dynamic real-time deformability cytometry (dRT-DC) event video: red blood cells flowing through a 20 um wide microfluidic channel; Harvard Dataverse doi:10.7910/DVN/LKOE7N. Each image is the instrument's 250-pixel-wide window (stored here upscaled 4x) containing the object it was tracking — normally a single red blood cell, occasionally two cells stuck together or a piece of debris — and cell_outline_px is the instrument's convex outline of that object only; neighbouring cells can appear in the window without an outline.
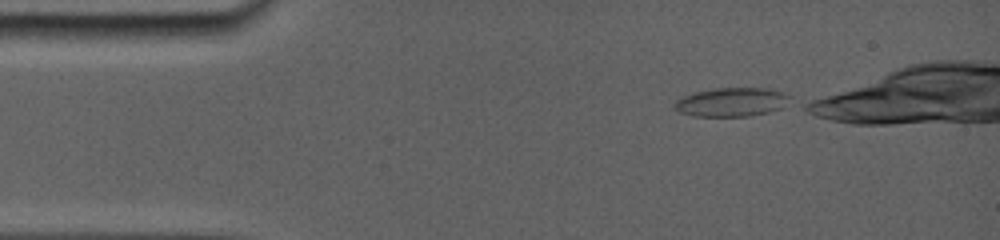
{"species": "common noctule bat (a hibernating species)", "species_latin": "Nyctalus noctula", "temperature_condition": "room temperature", "stored_images_in_passage": 31, "camera_frame_rate_fps": 5000, "um_per_image_px": 0.085, "animal": {"sex": "female", "body_mass_g": 19.0, "forearm_length_mm": 56.7}, "frame": {"image": 1, "passage_image": 1, "time_ms": 0.0, "image_size_px": [1000, 240], "cell_outline_px": [[788, 96], [780, 108], [764, 112], [744, 116], [696, 116], [680, 112], [676, 108], [676, 100], [680, 96], [692, 92], [712, 88], [768, 88], [784, 92]], "centroid_in_image_um": [62.09, 8.65], "position_along_channel_um": 22.9, "area_um2": 18.96}}
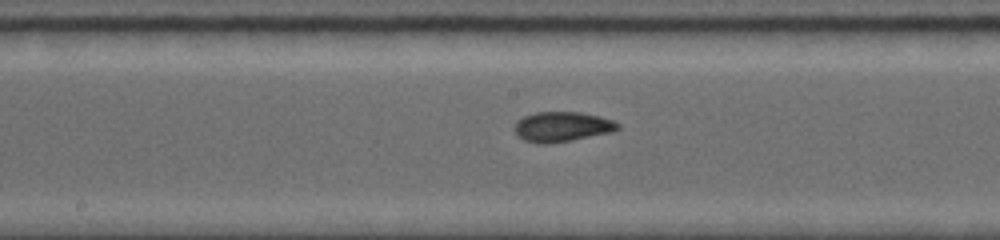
{"frame": {"image": 2, "passage_image": 16, "time_ms": 6.2, "image_size_px": [1000, 240], "cell_outline_px": [[620, 128], [608, 132], [568, 140], [524, 140], [516, 132], [516, 124], [524, 116], [536, 112], [580, 112], [600, 116], [612, 120], [620, 124]], "centroid_in_image_um": [47.85, 10.7], "position_along_channel_um": 200.4, "area_um2": 16.76}}
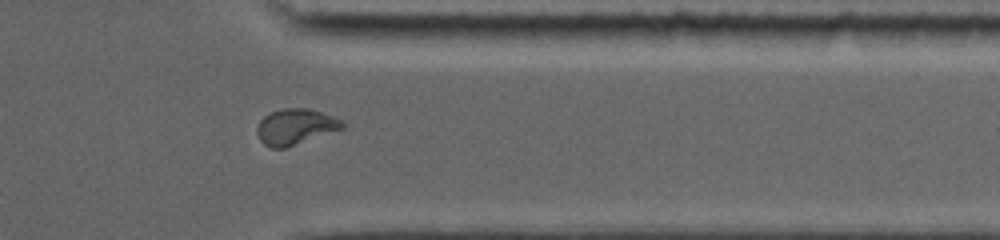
{"frame": {"image": 3, "passage_image": 28, "time_ms": 11.0, "image_size_px": [1000, 240], "cell_outline_px": [[344, 128], [288, 148], [272, 148], [264, 144], [260, 140], [256, 132], [256, 128], [260, 120], [264, 116], [272, 112], [284, 108], [304, 108], [320, 112], [344, 120]], "centroid_in_image_um": [25.11, 10.79], "position_along_channel_um": 386.3, "area_um2": 17.86}}